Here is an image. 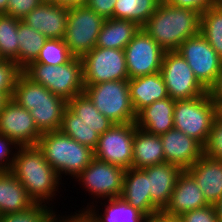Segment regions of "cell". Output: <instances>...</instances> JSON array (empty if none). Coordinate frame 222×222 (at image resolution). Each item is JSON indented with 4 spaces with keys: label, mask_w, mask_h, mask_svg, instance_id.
I'll return each instance as SVG.
<instances>
[{
    "label": "cell",
    "mask_w": 222,
    "mask_h": 222,
    "mask_svg": "<svg viewBox=\"0 0 222 222\" xmlns=\"http://www.w3.org/2000/svg\"><path fill=\"white\" fill-rule=\"evenodd\" d=\"M16 152L10 172L36 204L51 206L49 203L61 184L57 172L45 160L44 153L37 145L18 146Z\"/></svg>",
    "instance_id": "6da1fadb"
},
{
    "label": "cell",
    "mask_w": 222,
    "mask_h": 222,
    "mask_svg": "<svg viewBox=\"0 0 222 222\" xmlns=\"http://www.w3.org/2000/svg\"><path fill=\"white\" fill-rule=\"evenodd\" d=\"M201 13L175 7L163 0L141 27L164 51H177L188 38L198 35Z\"/></svg>",
    "instance_id": "7a4b0ae2"
},
{
    "label": "cell",
    "mask_w": 222,
    "mask_h": 222,
    "mask_svg": "<svg viewBox=\"0 0 222 222\" xmlns=\"http://www.w3.org/2000/svg\"><path fill=\"white\" fill-rule=\"evenodd\" d=\"M11 99L31 113L42 134L60 130L67 101L31 81L22 72L17 77Z\"/></svg>",
    "instance_id": "3957f363"
},
{
    "label": "cell",
    "mask_w": 222,
    "mask_h": 222,
    "mask_svg": "<svg viewBox=\"0 0 222 222\" xmlns=\"http://www.w3.org/2000/svg\"><path fill=\"white\" fill-rule=\"evenodd\" d=\"M37 146L60 179L63 174L76 178L94 158L91 148L78 143L60 130L43 133Z\"/></svg>",
    "instance_id": "277c9868"
},
{
    "label": "cell",
    "mask_w": 222,
    "mask_h": 222,
    "mask_svg": "<svg viewBox=\"0 0 222 222\" xmlns=\"http://www.w3.org/2000/svg\"><path fill=\"white\" fill-rule=\"evenodd\" d=\"M21 72L31 81L43 85L54 95L66 101L84 90L83 63L79 57H73L68 63L47 65L29 63Z\"/></svg>",
    "instance_id": "5b68a950"
},
{
    "label": "cell",
    "mask_w": 222,
    "mask_h": 222,
    "mask_svg": "<svg viewBox=\"0 0 222 222\" xmlns=\"http://www.w3.org/2000/svg\"><path fill=\"white\" fill-rule=\"evenodd\" d=\"M83 93L94 106L114 124L136 122L128 80L106 81L84 86Z\"/></svg>",
    "instance_id": "8992f818"
},
{
    "label": "cell",
    "mask_w": 222,
    "mask_h": 222,
    "mask_svg": "<svg viewBox=\"0 0 222 222\" xmlns=\"http://www.w3.org/2000/svg\"><path fill=\"white\" fill-rule=\"evenodd\" d=\"M218 115L219 110L207 93L192 99L175 100L174 129L182 131L204 146L212 123Z\"/></svg>",
    "instance_id": "52a82bcc"
},
{
    "label": "cell",
    "mask_w": 222,
    "mask_h": 222,
    "mask_svg": "<svg viewBox=\"0 0 222 222\" xmlns=\"http://www.w3.org/2000/svg\"><path fill=\"white\" fill-rule=\"evenodd\" d=\"M104 22L87 5L69 6L64 41L74 57L82 58L96 46Z\"/></svg>",
    "instance_id": "ba28073f"
},
{
    "label": "cell",
    "mask_w": 222,
    "mask_h": 222,
    "mask_svg": "<svg viewBox=\"0 0 222 222\" xmlns=\"http://www.w3.org/2000/svg\"><path fill=\"white\" fill-rule=\"evenodd\" d=\"M81 59L84 86L129 80L124 50L94 47Z\"/></svg>",
    "instance_id": "9c48e42d"
},
{
    "label": "cell",
    "mask_w": 222,
    "mask_h": 222,
    "mask_svg": "<svg viewBox=\"0 0 222 222\" xmlns=\"http://www.w3.org/2000/svg\"><path fill=\"white\" fill-rule=\"evenodd\" d=\"M160 73L171 99H192L207 93L178 51H165Z\"/></svg>",
    "instance_id": "30bf717a"
},
{
    "label": "cell",
    "mask_w": 222,
    "mask_h": 222,
    "mask_svg": "<svg viewBox=\"0 0 222 222\" xmlns=\"http://www.w3.org/2000/svg\"><path fill=\"white\" fill-rule=\"evenodd\" d=\"M136 123L113 124V126L99 135L94 149V157L98 160L114 164L127 170L132 168L133 143Z\"/></svg>",
    "instance_id": "8fae6325"
},
{
    "label": "cell",
    "mask_w": 222,
    "mask_h": 222,
    "mask_svg": "<svg viewBox=\"0 0 222 222\" xmlns=\"http://www.w3.org/2000/svg\"><path fill=\"white\" fill-rule=\"evenodd\" d=\"M177 51L207 90L222 70V58L201 33L185 40Z\"/></svg>",
    "instance_id": "7c38bea8"
},
{
    "label": "cell",
    "mask_w": 222,
    "mask_h": 222,
    "mask_svg": "<svg viewBox=\"0 0 222 222\" xmlns=\"http://www.w3.org/2000/svg\"><path fill=\"white\" fill-rule=\"evenodd\" d=\"M125 169L101 161L95 157L89 165L74 179L81 183L94 199H112L121 197Z\"/></svg>",
    "instance_id": "4fadbf2b"
},
{
    "label": "cell",
    "mask_w": 222,
    "mask_h": 222,
    "mask_svg": "<svg viewBox=\"0 0 222 222\" xmlns=\"http://www.w3.org/2000/svg\"><path fill=\"white\" fill-rule=\"evenodd\" d=\"M129 79L160 72L165 51L140 28L124 48Z\"/></svg>",
    "instance_id": "5bb4252c"
},
{
    "label": "cell",
    "mask_w": 222,
    "mask_h": 222,
    "mask_svg": "<svg viewBox=\"0 0 222 222\" xmlns=\"http://www.w3.org/2000/svg\"><path fill=\"white\" fill-rule=\"evenodd\" d=\"M0 134L19 146L37 145L42 135L31 113L11 98L0 113Z\"/></svg>",
    "instance_id": "9a60e30c"
},
{
    "label": "cell",
    "mask_w": 222,
    "mask_h": 222,
    "mask_svg": "<svg viewBox=\"0 0 222 222\" xmlns=\"http://www.w3.org/2000/svg\"><path fill=\"white\" fill-rule=\"evenodd\" d=\"M68 8L55 2H41L21 21L42 33L47 39H64Z\"/></svg>",
    "instance_id": "2e32d148"
},
{
    "label": "cell",
    "mask_w": 222,
    "mask_h": 222,
    "mask_svg": "<svg viewBox=\"0 0 222 222\" xmlns=\"http://www.w3.org/2000/svg\"><path fill=\"white\" fill-rule=\"evenodd\" d=\"M165 162L179 166L182 170L190 168L202 155L203 146L182 131L171 129L160 135Z\"/></svg>",
    "instance_id": "e0dca14e"
},
{
    "label": "cell",
    "mask_w": 222,
    "mask_h": 222,
    "mask_svg": "<svg viewBox=\"0 0 222 222\" xmlns=\"http://www.w3.org/2000/svg\"><path fill=\"white\" fill-rule=\"evenodd\" d=\"M209 205L194 178L183 170L176 181L170 201L161 212L166 216L179 217L183 213Z\"/></svg>",
    "instance_id": "ac0fdd59"
},
{
    "label": "cell",
    "mask_w": 222,
    "mask_h": 222,
    "mask_svg": "<svg viewBox=\"0 0 222 222\" xmlns=\"http://www.w3.org/2000/svg\"><path fill=\"white\" fill-rule=\"evenodd\" d=\"M113 122L105 117L84 94L76 95L67 101L61 125L92 126L99 134H103L113 126Z\"/></svg>",
    "instance_id": "d6986e66"
},
{
    "label": "cell",
    "mask_w": 222,
    "mask_h": 222,
    "mask_svg": "<svg viewBox=\"0 0 222 222\" xmlns=\"http://www.w3.org/2000/svg\"><path fill=\"white\" fill-rule=\"evenodd\" d=\"M121 198L148 218H153L161 212L151 202L149 177L143 169L125 170Z\"/></svg>",
    "instance_id": "ffe728a7"
},
{
    "label": "cell",
    "mask_w": 222,
    "mask_h": 222,
    "mask_svg": "<svg viewBox=\"0 0 222 222\" xmlns=\"http://www.w3.org/2000/svg\"><path fill=\"white\" fill-rule=\"evenodd\" d=\"M149 177L151 202L162 212L170 201L179 174V166L163 162L143 169Z\"/></svg>",
    "instance_id": "44dd1931"
},
{
    "label": "cell",
    "mask_w": 222,
    "mask_h": 222,
    "mask_svg": "<svg viewBox=\"0 0 222 222\" xmlns=\"http://www.w3.org/2000/svg\"><path fill=\"white\" fill-rule=\"evenodd\" d=\"M186 171L199 185L206 201L214 205L222 196V161L202 155Z\"/></svg>",
    "instance_id": "7402d4cb"
},
{
    "label": "cell",
    "mask_w": 222,
    "mask_h": 222,
    "mask_svg": "<svg viewBox=\"0 0 222 222\" xmlns=\"http://www.w3.org/2000/svg\"><path fill=\"white\" fill-rule=\"evenodd\" d=\"M128 84L130 100L136 115L155 101L169 97L160 72L129 79Z\"/></svg>",
    "instance_id": "603a6c76"
},
{
    "label": "cell",
    "mask_w": 222,
    "mask_h": 222,
    "mask_svg": "<svg viewBox=\"0 0 222 222\" xmlns=\"http://www.w3.org/2000/svg\"><path fill=\"white\" fill-rule=\"evenodd\" d=\"M175 100L167 97L143 108L136 117V126L148 133L161 135L174 129Z\"/></svg>",
    "instance_id": "cb8c5ba5"
},
{
    "label": "cell",
    "mask_w": 222,
    "mask_h": 222,
    "mask_svg": "<svg viewBox=\"0 0 222 222\" xmlns=\"http://www.w3.org/2000/svg\"><path fill=\"white\" fill-rule=\"evenodd\" d=\"M36 205L21 182L9 171L0 172V216Z\"/></svg>",
    "instance_id": "d4e9b609"
},
{
    "label": "cell",
    "mask_w": 222,
    "mask_h": 222,
    "mask_svg": "<svg viewBox=\"0 0 222 222\" xmlns=\"http://www.w3.org/2000/svg\"><path fill=\"white\" fill-rule=\"evenodd\" d=\"M165 162L160 135L137 127L133 143L132 168L144 169Z\"/></svg>",
    "instance_id": "484cf974"
},
{
    "label": "cell",
    "mask_w": 222,
    "mask_h": 222,
    "mask_svg": "<svg viewBox=\"0 0 222 222\" xmlns=\"http://www.w3.org/2000/svg\"><path fill=\"white\" fill-rule=\"evenodd\" d=\"M103 203L106 207L103 214L99 213V209L96 211L98 205H95L94 201L91 202L92 205L87 203L86 208H82L80 211L85 212L93 222H145L148 218L121 197L107 199V203L105 201Z\"/></svg>",
    "instance_id": "4316f807"
},
{
    "label": "cell",
    "mask_w": 222,
    "mask_h": 222,
    "mask_svg": "<svg viewBox=\"0 0 222 222\" xmlns=\"http://www.w3.org/2000/svg\"><path fill=\"white\" fill-rule=\"evenodd\" d=\"M140 28L137 23L131 20L106 19L95 47L124 50Z\"/></svg>",
    "instance_id": "83f0119b"
},
{
    "label": "cell",
    "mask_w": 222,
    "mask_h": 222,
    "mask_svg": "<svg viewBox=\"0 0 222 222\" xmlns=\"http://www.w3.org/2000/svg\"><path fill=\"white\" fill-rule=\"evenodd\" d=\"M18 39V67L22 70L37 59L47 38L39 31L20 21L18 25Z\"/></svg>",
    "instance_id": "f1b7e54d"
},
{
    "label": "cell",
    "mask_w": 222,
    "mask_h": 222,
    "mask_svg": "<svg viewBox=\"0 0 222 222\" xmlns=\"http://www.w3.org/2000/svg\"><path fill=\"white\" fill-rule=\"evenodd\" d=\"M161 0H117L113 18L131 20L142 27L156 11Z\"/></svg>",
    "instance_id": "f546056e"
},
{
    "label": "cell",
    "mask_w": 222,
    "mask_h": 222,
    "mask_svg": "<svg viewBox=\"0 0 222 222\" xmlns=\"http://www.w3.org/2000/svg\"><path fill=\"white\" fill-rule=\"evenodd\" d=\"M21 20L0 14V60H12L18 66V25Z\"/></svg>",
    "instance_id": "4dcf8cb0"
},
{
    "label": "cell",
    "mask_w": 222,
    "mask_h": 222,
    "mask_svg": "<svg viewBox=\"0 0 222 222\" xmlns=\"http://www.w3.org/2000/svg\"><path fill=\"white\" fill-rule=\"evenodd\" d=\"M200 33L222 58V9L215 4L201 14Z\"/></svg>",
    "instance_id": "1f68e13d"
},
{
    "label": "cell",
    "mask_w": 222,
    "mask_h": 222,
    "mask_svg": "<svg viewBox=\"0 0 222 222\" xmlns=\"http://www.w3.org/2000/svg\"><path fill=\"white\" fill-rule=\"evenodd\" d=\"M73 57L64 39H47L35 62L60 65L68 63Z\"/></svg>",
    "instance_id": "d6a6232c"
},
{
    "label": "cell",
    "mask_w": 222,
    "mask_h": 222,
    "mask_svg": "<svg viewBox=\"0 0 222 222\" xmlns=\"http://www.w3.org/2000/svg\"><path fill=\"white\" fill-rule=\"evenodd\" d=\"M55 213L50 205L36 204L22 212L1 215L0 222H52Z\"/></svg>",
    "instance_id": "836d02e7"
},
{
    "label": "cell",
    "mask_w": 222,
    "mask_h": 222,
    "mask_svg": "<svg viewBox=\"0 0 222 222\" xmlns=\"http://www.w3.org/2000/svg\"><path fill=\"white\" fill-rule=\"evenodd\" d=\"M60 131L76 140L78 143L91 148L93 151L97 146L99 134L92 126L85 125H61Z\"/></svg>",
    "instance_id": "e575fe53"
},
{
    "label": "cell",
    "mask_w": 222,
    "mask_h": 222,
    "mask_svg": "<svg viewBox=\"0 0 222 222\" xmlns=\"http://www.w3.org/2000/svg\"><path fill=\"white\" fill-rule=\"evenodd\" d=\"M203 155L211 159L222 161V117L218 115L203 146Z\"/></svg>",
    "instance_id": "d590c367"
},
{
    "label": "cell",
    "mask_w": 222,
    "mask_h": 222,
    "mask_svg": "<svg viewBox=\"0 0 222 222\" xmlns=\"http://www.w3.org/2000/svg\"><path fill=\"white\" fill-rule=\"evenodd\" d=\"M21 69L12 60H0V93H13Z\"/></svg>",
    "instance_id": "8d00e7d4"
},
{
    "label": "cell",
    "mask_w": 222,
    "mask_h": 222,
    "mask_svg": "<svg viewBox=\"0 0 222 222\" xmlns=\"http://www.w3.org/2000/svg\"><path fill=\"white\" fill-rule=\"evenodd\" d=\"M18 146L12 139L0 134V172L11 170Z\"/></svg>",
    "instance_id": "74e56055"
},
{
    "label": "cell",
    "mask_w": 222,
    "mask_h": 222,
    "mask_svg": "<svg viewBox=\"0 0 222 222\" xmlns=\"http://www.w3.org/2000/svg\"><path fill=\"white\" fill-rule=\"evenodd\" d=\"M182 222H219L214 205L183 213L178 217Z\"/></svg>",
    "instance_id": "f35d334b"
},
{
    "label": "cell",
    "mask_w": 222,
    "mask_h": 222,
    "mask_svg": "<svg viewBox=\"0 0 222 222\" xmlns=\"http://www.w3.org/2000/svg\"><path fill=\"white\" fill-rule=\"evenodd\" d=\"M41 2V0H8L6 15L22 20Z\"/></svg>",
    "instance_id": "ab89813d"
},
{
    "label": "cell",
    "mask_w": 222,
    "mask_h": 222,
    "mask_svg": "<svg viewBox=\"0 0 222 222\" xmlns=\"http://www.w3.org/2000/svg\"><path fill=\"white\" fill-rule=\"evenodd\" d=\"M175 7L195 10L199 13L205 12L209 7L214 5V0H163Z\"/></svg>",
    "instance_id": "60d3db41"
},
{
    "label": "cell",
    "mask_w": 222,
    "mask_h": 222,
    "mask_svg": "<svg viewBox=\"0 0 222 222\" xmlns=\"http://www.w3.org/2000/svg\"><path fill=\"white\" fill-rule=\"evenodd\" d=\"M117 0H89L87 6L105 20L113 18V10Z\"/></svg>",
    "instance_id": "b9f144b4"
},
{
    "label": "cell",
    "mask_w": 222,
    "mask_h": 222,
    "mask_svg": "<svg viewBox=\"0 0 222 222\" xmlns=\"http://www.w3.org/2000/svg\"><path fill=\"white\" fill-rule=\"evenodd\" d=\"M207 94L218 110H220L222 108V70L213 84L207 89Z\"/></svg>",
    "instance_id": "7bdbcfd3"
},
{
    "label": "cell",
    "mask_w": 222,
    "mask_h": 222,
    "mask_svg": "<svg viewBox=\"0 0 222 222\" xmlns=\"http://www.w3.org/2000/svg\"><path fill=\"white\" fill-rule=\"evenodd\" d=\"M74 213L72 215H64L63 217L56 214L52 222H93L85 212L78 211V213Z\"/></svg>",
    "instance_id": "ee69618b"
},
{
    "label": "cell",
    "mask_w": 222,
    "mask_h": 222,
    "mask_svg": "<svg viewBox=\"0 0 222 222\" xmlns=\"http://www.w3.org/2000/svg\"><path fill=\"white\" fill-rule=\"evenodd\" d=\"M89 0H56V3L65 6L86 5Z\"/></svg>",
    "instance_id": "f6af8a7d"
},
{
    "label": "cell",
    "mask_w": 222,
    "mask_h": 222,
    "mask_svg": "<svg viewBox=\"0 0 222 222\" xmlns=\"http://www.w3.org/2000/svg\"><path fill=\"white\" fill-rule=\"evenodd\" d=\"M214 208L216 210L217 218L219 222H222V196L220 199L214 204Z\"/></svg>",
    "instance_id": "bcb514c9"
},
{
    "label": "cell",
    "mask_w": 222,
    "mask_h": 222,
    "mask_svg": "<svg viewBox=\"0 0 222 222\" xmlns=\"http://www.w3.org/2000/svg\"><path fill=\"white\" fill-rule=\"evenodd\" d=\"M12 93H0V113L3 110L5 103L11 98Z\"/></svg>",
    "instance_id": "7dc6e473"
},
{
    "label": "cell",
    "mask_w": 222,
    "mask_h": 222,
    "mask_svg": "<svg viewBox=\"0 0 222 222\" xmlns=\"http://www.w3.org/2000/svg\"><path fill=\"white\" fill-rule=\"evenodd\" d=\"M161 222H182L178 217H170L161 213Z\"/></svg>",
    "instance_id": "c3c4849f"
},
{
    "label": "cell",
    "mask_w": 222,
    "mask_h": 222,
    "mask_svg": "<svg viewBox=\"0 0 222 222\" xmlns=\"http://www.w3.org/2000/svg\"><path fill=\"white\" fill-rule=\"evenodd\" d=\"M8 0H0V14H6Z\"/></svg>",
    "instance_id": "681fc988"
},
{
    "label": "cell",
    "mask_w": 222,
    "mask_h": 222,
    "mask_svg": "<svg viewBox=\"0 0 222 222\" xmlns=\"http://www.w3.org/2000/svg\"><path fill=\"white\" fill-rule=\"evenodd\" d=\"M145 222H161V212L155 215L153 218H147Z\"/></svg>",
    "instance_id": "f907efd6"
},
{
    "label": "cell",
    "mask_w": 222,
    "mask_h": 222,
    "mask_svg": "<svg viewBox=\"0 0 222 222\" xmlns=\"http://www.w3.org/2000/svg\"><path fill=\"white\" fill-rule=\"evenodd\" d=\"M214 4L222 9V0H214Z\"/></svg>",
    "instance_id": "816d5d0a"
},
{
    "label": "cell",
    "mask_w": 222,
    "mask_h": 222,
    "mask_svg": "<svg viewBox=\"0 0 222 222\" xmlns=\"http://www.w3.org/2000/svg\"><path fill=\"white\" fill-rule=\"evenodd\" d=\"M42 2H55L56 3V0H41Z\"/></svg>",
    "instance_id": "f5cc1de1"
},
{
    "label": "cell",
    "mask_w": 222,
    "mask_h": 222,
    "mask_svg": "<svg viewBox=\"0 0 222 222\" xmlns=\"http://www.w3.org/2000/svg\"><path fill=\"white\" fill-rule=\"evenodd\" d=\"M219 115L222 117V108L219 110Z\"/></svg>",
    "instance_id": "db71d44e"
}]
</instances>
